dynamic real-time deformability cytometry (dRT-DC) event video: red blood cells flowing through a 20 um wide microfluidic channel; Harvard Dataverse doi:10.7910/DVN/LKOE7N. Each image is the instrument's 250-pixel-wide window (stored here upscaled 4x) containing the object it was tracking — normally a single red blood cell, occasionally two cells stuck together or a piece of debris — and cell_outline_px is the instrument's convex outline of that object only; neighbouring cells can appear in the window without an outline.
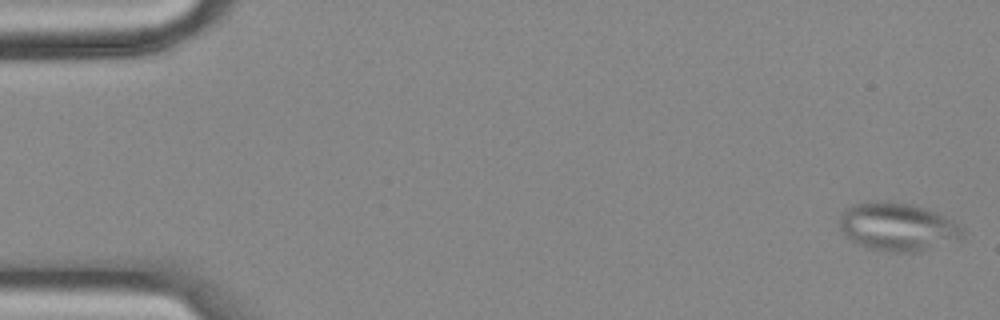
{"species": "common noctule bat (a hibernating species)", "species_latin": "Nyctalus noctula", "temperature_condition": "cold", "stored_images_in_passage": 56, "camera_frame_rate_fps": 3000, "um_per_image_px": 0.085, "animal": {"sex": "female", "body_mass_g": 18.4}, "frame": {"image": 1, "passage_image": 1, "time_ms": 0.0, "image_size_px": [1000, 320], "cell_outline_px": [[964, 236], [960, 240], [924, 252], [888, 252], [868, 248], [852, 240], [840, 232], [840, 216], [844, 208], [852, 204], [868, 200], [884, 200], [912, 204], [936, 212], [952, 220], [964, 228]], "centroid_in_image_um": [76.31, 19.28], "position_along_channel_um": 8.7, "area_um2": 35.37}, "authors_computed_cell_mechanics": {"area_um2": 29.2179, "velocity_mm_per_s": 3.5423, "shape_relaxation_time_tau1_ms": null, "shape_relaxation_time_tau2_ms": 2.7691, "deformation_change_tau1": null, "deformation_change_tau2": 0.0841}}